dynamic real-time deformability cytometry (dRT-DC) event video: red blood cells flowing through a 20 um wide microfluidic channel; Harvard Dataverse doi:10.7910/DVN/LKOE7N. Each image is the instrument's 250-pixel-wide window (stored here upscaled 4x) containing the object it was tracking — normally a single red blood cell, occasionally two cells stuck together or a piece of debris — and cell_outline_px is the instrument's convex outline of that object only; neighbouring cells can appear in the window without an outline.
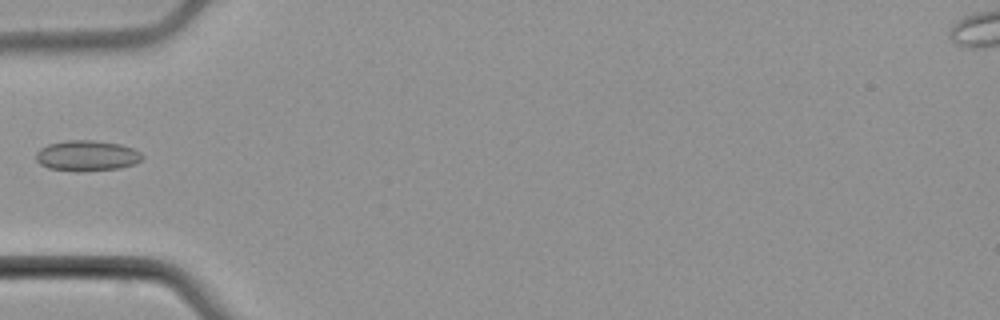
{"species": "common noctule bat (a hibernating species)", "species_latin": "Nyctalus noctula", "temperature_condition": "cold", "stored_images_in_passage": 6, "camera_frame_rate_fps": 3000, "um_per_image_px": 0.085, "animal": {"sex": "male", "body_mass_g": 21.5, "forearm_length_mm": 52.0}, "frame": {"image": 1, "passage_image": 6, "time_ms": 6.0, "image_size_px": [1000, 320], "cell_outline_px": [[144, 156], [140, 160], [132, 164], [120, 168], [80, 172], [76, 172], [48, 168], [40, 164], [36, 160], [36, 152], [40, 148], [48, 144], [64, 140], [92, 140], [120, 144], [132, 148], [140, 152]], "centroid_in_image_um": [7.35, 13.24], "position_along_channel_um": 77.7, "area_um2": 19.07}}